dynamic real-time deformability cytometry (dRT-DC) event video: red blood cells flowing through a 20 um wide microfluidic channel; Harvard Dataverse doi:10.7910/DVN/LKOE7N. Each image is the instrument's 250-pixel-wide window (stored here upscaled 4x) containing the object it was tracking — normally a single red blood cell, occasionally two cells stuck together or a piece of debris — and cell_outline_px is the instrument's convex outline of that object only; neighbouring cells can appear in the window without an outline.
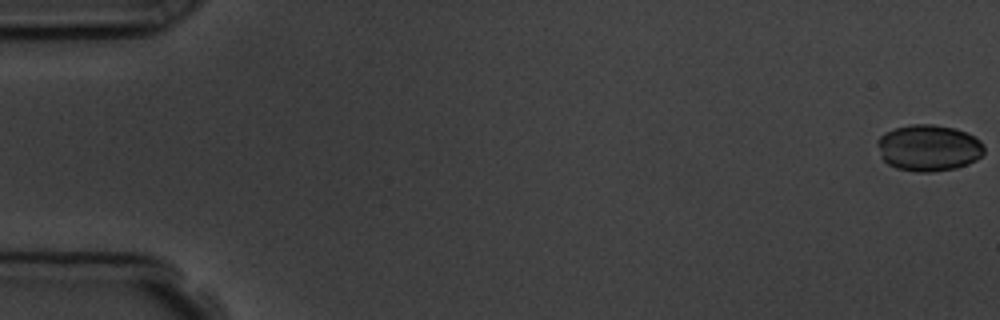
{"species": "common noctule bat (a hibernating species)", "species_latin": "Nyctalus noctula", "temperature_condition": "room temperature", "stored_images_in_passage": 4, "camera_frame_rate_fps": 3000, "um_per_image_px": 0.085, "animal": {"sex": "male", "body_mass_g": 19.5, "forearm_length_mm": 54.6}, "frame": {"image": 1, "passage_image": 1, "time_ms": 0.0, "image_size_px": [1000, 320], "cell_outline_px": [[984, 152], [976, 160], [968, 164], [956, 168], [932, 172], [916, 172], [896, 168], [888, 164], [880, 156], [876, 140], [884, 132], [896, 128], [912, 124], [932, 124], [956, 128], [980, 140], [984, 144]], "centroid_in_image_um": [78.92, 12.57], "position_along_channel_um": 6.1, "area_um2": 29.02}}